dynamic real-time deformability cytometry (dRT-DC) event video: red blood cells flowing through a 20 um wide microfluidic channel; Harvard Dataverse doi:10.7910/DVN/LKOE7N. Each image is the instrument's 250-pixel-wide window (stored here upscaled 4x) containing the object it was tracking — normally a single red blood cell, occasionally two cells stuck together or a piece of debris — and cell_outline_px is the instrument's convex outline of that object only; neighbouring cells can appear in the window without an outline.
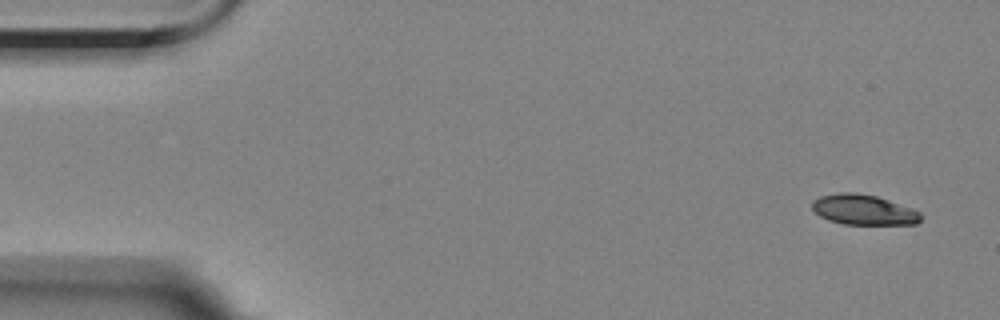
{"species": "Egyptian fruit bat (a non-hibernating species)", "species_latin": "Rousettus aegyptiacus", "temperature_condition": "room temperature", "stored_images_in_passage": 6, "camera_frame_rate_fps": 3000, "um_per_image_px": 0.085, "animal": {"sex": "female"}, "frame": {"image": 1, "passage_image": 1, "time_ms": 0.0, "image_size_px": [1000, 320], "cell_outline_px": [[920, 220], [916, 224], [844, 224], [828, 220], [820, 216], [812, 208], [812, 200], [820, 196], [840, 192], [856, 192], [876, 196], [912, 208], [920, 212]], "centroid_in_image_um": [73.38, 17.82], "position_along_channel_um": 11.6, "area_um2": 19.07}}
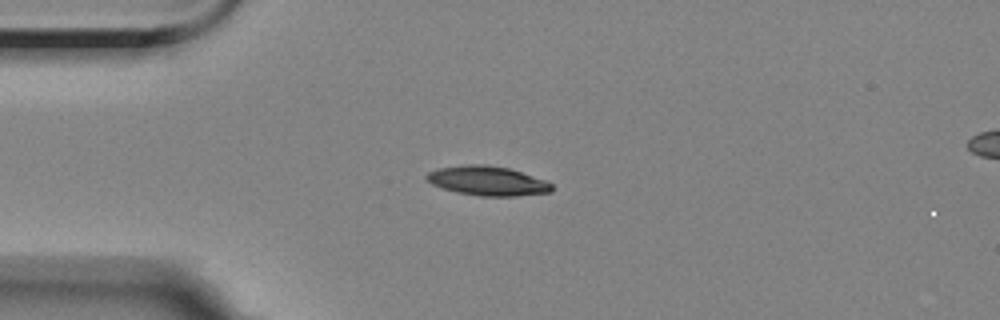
{"frame": {"image": 2, "passage_image": 4, "time_ms": 3.667, "image_size_px": [1000, 320], "cell_outline_px": [[552, 192], [516, 196], [480, 196], [460, 192], [444, 188], [432, 184], [424, 176], [428, 172], [436, 168], [464, 164], [484, 164], [508, 168], [548, 180], [552, 184]], "centroid_in_image_um": [41.46, 15.36], "position_along_channel_um": 43.5, "area_um2": 21.5}}
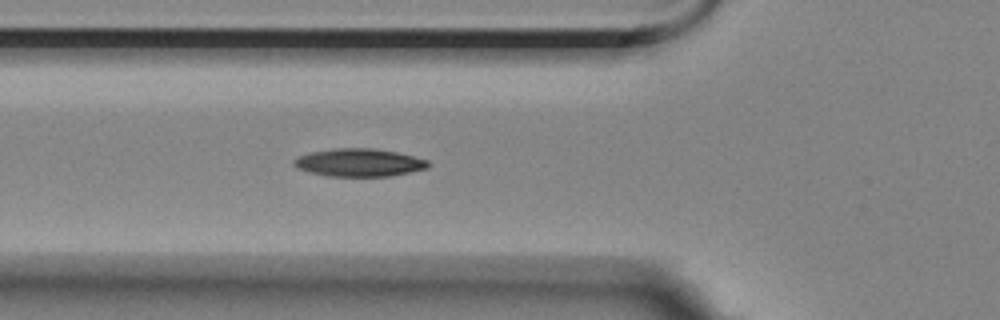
{"frame": {"image": 3, "passage_image": 6, "time_ms": 5.667, "image_size_px": [1000, 320], "cell_outline_px": [[428, 168], [392, 176], [328, 176], [308, 172], [296, 168], [292, 164], [292, 160], [300, 156], [312, 152], [336, 148], [372, 148], [396, 152], [428, 160]], "centroid_in_image_um": [30.49, 13.82], "position_along_channel_um": 95.3, "area_um2": 21.73}}